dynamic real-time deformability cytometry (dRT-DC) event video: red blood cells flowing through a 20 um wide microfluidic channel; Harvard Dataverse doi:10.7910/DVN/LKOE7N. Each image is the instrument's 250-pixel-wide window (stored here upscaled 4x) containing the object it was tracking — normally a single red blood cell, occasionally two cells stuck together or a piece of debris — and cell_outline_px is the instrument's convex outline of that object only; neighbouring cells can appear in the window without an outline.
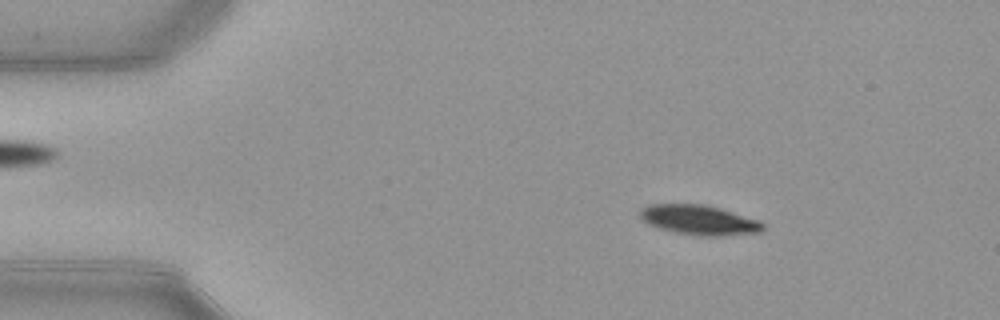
{"species": "common noctule bat (a hibernating species)", "species_latin": "Nyctalus noctula", "temperature_condition": "warm", "stored_images_in_passage": 52, "camera_frame_rate_fps": 3000, "um_per_image_px": 0.085, "animal": {"sex": "female", "body_mass_g": 21.9}, "frame": {"image": 1, "passage_image": 8, "time_ms": 2.333, "image_size_px": [1000, 320], "cell_outline_px": [[764, 228], [760, 232], [724, 236], [700, 236], [676, 232], [660, 228], [648, 224], [640, 216], [640, 208], [648, 204], [704, 204], [720, 208], [760, 220], [764, 224]], "centroid_in_image_um": [59.44, 18.69], "position_along_channel_um": 25.6, "area_um2": 21.39}}
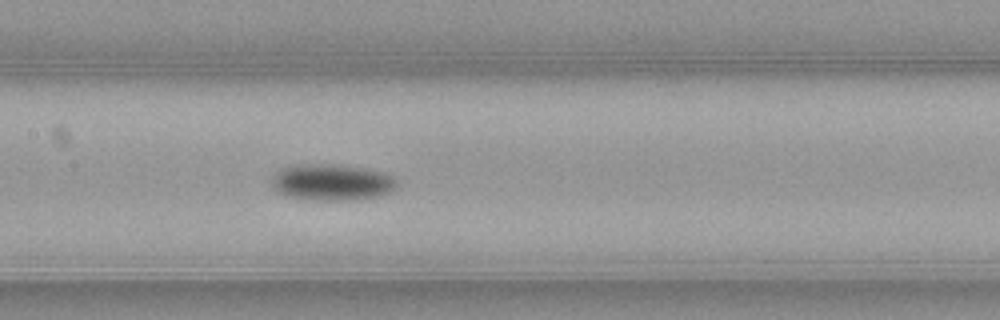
{"frame": {"image": 2, "passage_image": 25, "time_ms": 8.0, "image_size_px": [1000, 320], "cell_outline_px": [[396, 188], [380, 196], [356, 200], [312, 200], [284, 196], [276, 192], [272, 188], [272, 176], [280, 168], [292, 164], [340, 164], [364, 168], [384, 172], [392, 176], [396, 180]], "centroid_in_image_um": [28.16, 15.49], "position_along_channel_um": 179.2, "area_um2": 27.11}}
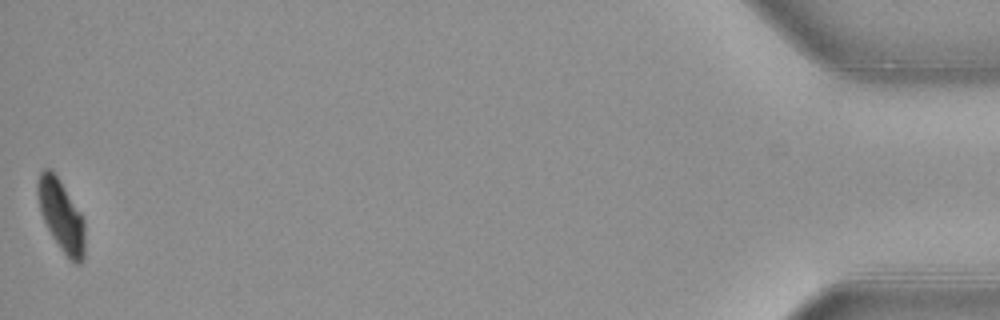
{"frame": {"image": 3, "passage_image": 52, "time_ms": 17.0, "image_size_px": [1000, 320], "cell_outline_px": [[84, 260], [80, 264], [76, 264], [60, 248], [52, 236], [40, 212], [36, 192], [36, 180], [40, 172], [44, 168], [48, 168], [56, 176], [84, 216]], "centroid_in_image_um": [5.19, 18.31], "position_along_channel_um": 430.0, "area_um2": 19.59}, "authors_computed_cell_mechanics": {"area_um2": 23.2356, "velocity_mm_per_s": 3.9262, "shape_relaxation_time_tau1_ms": 1.8351, "shape_relaxation_time_tau2_ms": null, "deformation_change_tau1": 0.1209, "deformation_change_tau2": null}}